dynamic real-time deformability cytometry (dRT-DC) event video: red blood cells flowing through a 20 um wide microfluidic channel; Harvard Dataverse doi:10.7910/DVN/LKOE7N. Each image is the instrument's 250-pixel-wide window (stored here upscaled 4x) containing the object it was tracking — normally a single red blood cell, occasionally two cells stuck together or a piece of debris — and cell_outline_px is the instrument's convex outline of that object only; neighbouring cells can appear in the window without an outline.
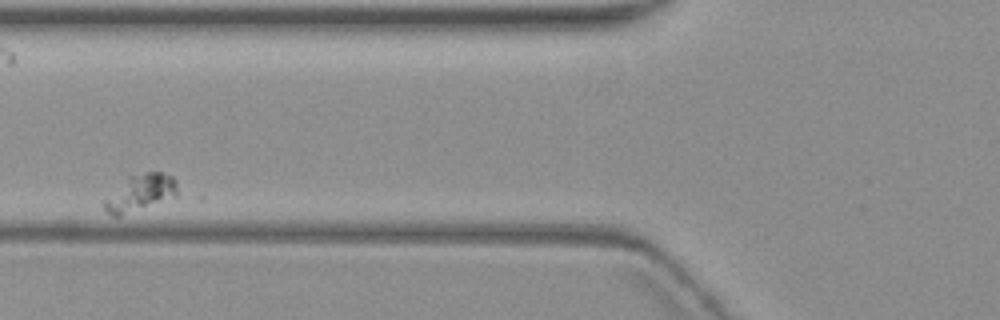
{"species": "common noctule bat (a hibernating species)", "species_latin": "Nyctalus noctula", "temperature_condition": "warm", "stored_images_in_passage": 4, "camera_frame_rate_fps": 3000, "um_per_image_px": 0.085, "animal": {"sex": "female", "body_mass_g": 19.3, "forearm_length_mm": 54.1}, "frame": {"image": 1, "passage_image": 3, "time_ms": 2.667, "image_size_px": [1000, 320], "cell_outline_px": [[176, 196], [120, 216], [112, 216], [104, 212], [104, 200], [128, 176], [144, 172], [160, 172], [172, 176], [176, 180]], "centroid_in_image_um": [11.9, 16.39], "position_along_channel_um": 113.9, "area_um2": 15.37}}